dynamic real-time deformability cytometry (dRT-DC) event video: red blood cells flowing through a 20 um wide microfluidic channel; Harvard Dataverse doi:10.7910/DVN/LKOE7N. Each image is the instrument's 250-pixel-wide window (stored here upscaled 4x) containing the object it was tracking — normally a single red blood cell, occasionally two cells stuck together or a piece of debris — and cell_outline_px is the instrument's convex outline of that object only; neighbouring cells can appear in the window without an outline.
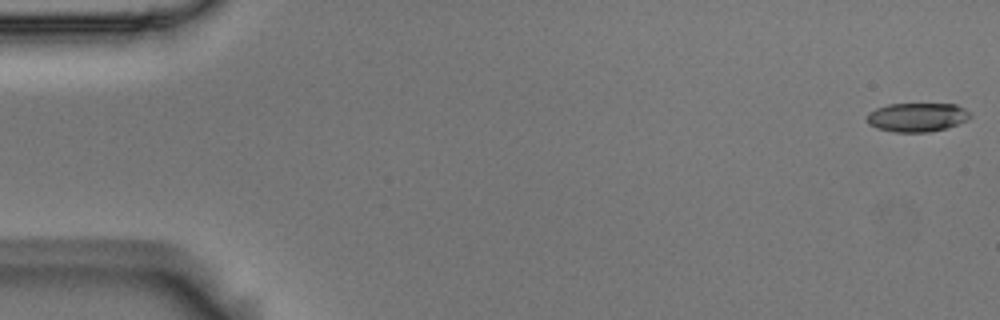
{"species": "Egyptian fruit bat (a non-hibernating species)", "species_latin": "Rousettus aegyptiacus", "temperature_condition": "room temperature", "stored_images_in_passage": 55, "camera_frame_rate_fps": 3000, "um_per_image_px": 0.085, "animal": {"sex": "male"}, "frame": {"image": 1, "passage_image": 1, "time_ms": 0.0, "image_size_px": [1000, 320], "cell_outline_px": [[972, 116], [968, 120], [944, 128], [928, 132], [896, 132], [876, 128], [868, 124], [868, 112], [876, 108], [888, 104], [956, 104], [972, 112]], "centroid_in_image_um": [77.97, 9.95], "position_along_channel_um": 7.0, "area_um2": 17.4}}
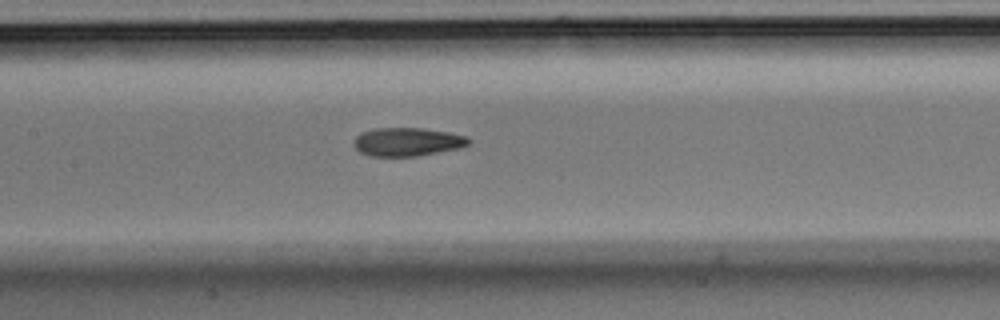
{"frame": {"image": 2, "passage_image": 26, "time_ms": 8.333, "image_size_px": [1000, 320], "cell_outline_px": [[472, 140], [468, 144], [460, 148], [416, 156], [368, 156], [360, 152], [352, 144], [356, 136], [360, 132], [376, 128], [424, 128], [448, 132], [468, 136]], "centroid_in_image_um": [34.62, 12.05], "position_along_channel_um": 172.8, "area_um2": 19.19}}
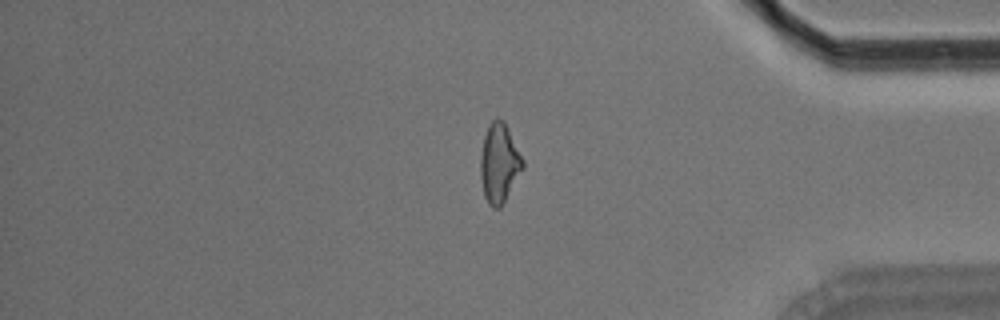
{"frame": {"image": 3, "passage_image": 46, "time_ms": 15.0, "image_size_px": [1000, 320], "cell_outline_px": [[524, 168], [500, 208], [492, 208], [488, 204], [484, 196], [480, 176], [480, 156], [484, 136], [488, 124], [496, 116], [504, 120], [524, 160]], "centroid_in_image_um": [42.43, 13.85], "position_along_channel_um": 392.8, "area_um2": 19.77}, "authors_computed_cell_mechanics": {"area_um2": 18.9006, "velocity_mm_per_s": 3.6714, "shape_relaxation_time_tau1_ms": 6.977, "shape_relaxation_time_tau2_ms": 2.9426, "deformation_change_tau1": 0.2032, "deformation_change_tau2": 0.1117}}